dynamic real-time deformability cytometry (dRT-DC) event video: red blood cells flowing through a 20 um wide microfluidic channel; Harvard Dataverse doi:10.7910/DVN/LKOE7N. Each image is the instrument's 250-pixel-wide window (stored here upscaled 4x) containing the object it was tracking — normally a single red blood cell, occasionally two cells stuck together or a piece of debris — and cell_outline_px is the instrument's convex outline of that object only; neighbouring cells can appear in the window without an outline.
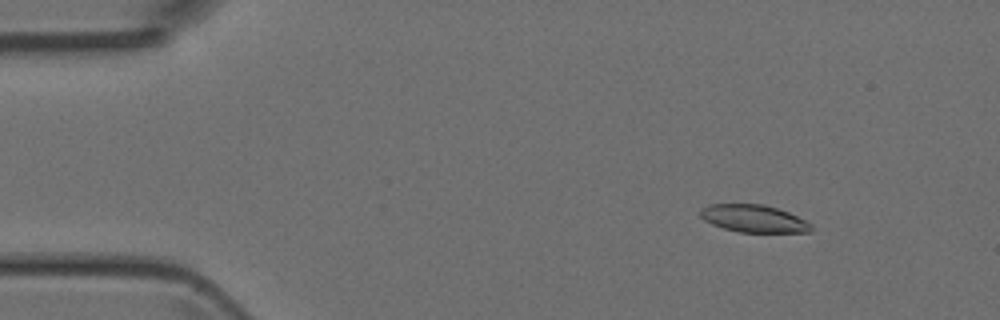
{"species": "Egyptian fruit bat (a non-hibernating species)", "species_latin": "Rousettus aegyptiacus", "temperature_condition": "room temperature", "stored_images_in_passage": 48, "camera_frame_rate_fps": 3000, "um_per_image_px": 0.085, "animal": {"sex": "female"}, "frame": {"image": 1, "passage_image": 6, "time_ms": 1.667, "image_size_px": [1000, 320], "cell_outline_px": [[812, 228], [808, 232], [740, 232], [724, 228], [712, 224], [704, 220], [700, 216], [700, 208], [708, 204], [764, 204], [788, 212], [812, 224]], "centroid_in_image_um": [64.03, 18.57], "position_along_channel_um": 21.0, "area_um2": 17.63}}
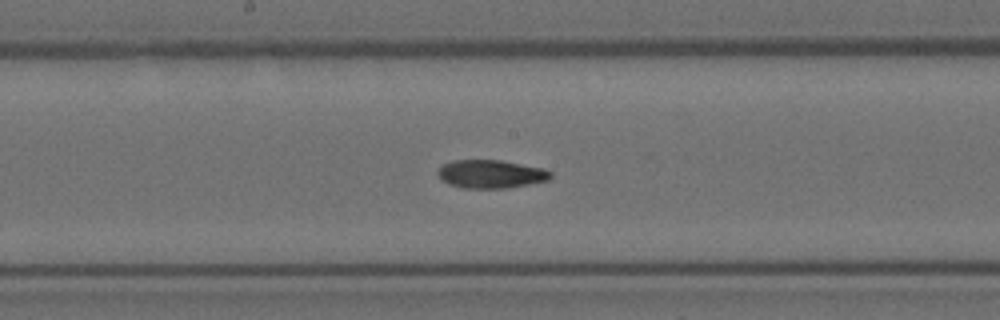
{"frame": {"image": 2, "passage_image": 25, "time_ms": 8.0, "image_size_px": [1000, 320], "cell_outline_px": [[552, 176], [548, 180], [508, 188], [464, 188], [448, 184], [436, 172], [444, 164], [452, 160], [500, 160], [544, 168], [552, 172]], "centroid_in_image_um": [41.75, 14.79], "position_along_channel_um": 206.5, "area_um2": 18.5}}
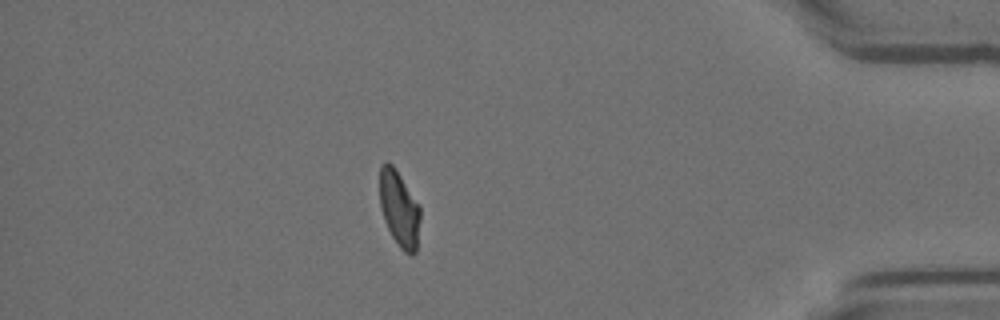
{"frame": {"image": 3, "passage_image": 42, "time_ms": 13.667, "image_size_px": [1000, 320], "cell_outline_px": [[420, 220], [416, 252], [412, 256], [408, 256], [400, 248], [392, 236], [384, 220], [380, 208], [380, 164], [384, 160], [388, 160], [392, 164], [400, 176], [420, 208]], "centroid_in_image_um": [33.92, 17.77], "position_along_channel_um": 401.3, "area_um2": 17.92}}